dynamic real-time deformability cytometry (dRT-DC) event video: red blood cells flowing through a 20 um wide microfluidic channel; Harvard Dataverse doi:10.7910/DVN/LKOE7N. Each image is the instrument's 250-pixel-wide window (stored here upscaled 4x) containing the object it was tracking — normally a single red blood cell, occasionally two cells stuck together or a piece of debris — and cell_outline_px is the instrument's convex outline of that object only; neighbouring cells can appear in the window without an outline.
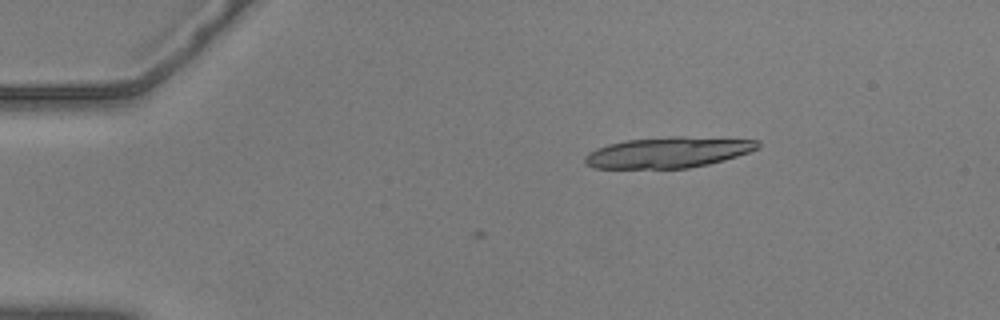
{"species": "common noctule bat (a hibernating species)", "species_latin": "Nyctalus noctula", "temperature_condition": "warm", "stored_images_in_passage": 3, "camera_frame_rate_fps": 3000, "um_per_image_px": 0.085, "animal": {"sex": "male", "body_mass_g": 20.5, "forearm_length_mm": 52.5}, "frame": {"image": 1, "passage_image": 3, "time_ms": 0.667, "image_size_px": [1000, 320], "cell_outline_px": [[760, 148], [724, 160], [708, 164], [688, 168], [592, 168], [584, 164], [584, 156], [588, 152], [596, 148], [608, 144], [624, 140], [672, 136], [684, 136], [760, 140]], "centroid_in_image_um": [56.77, 12.95], "position_along_channel_um": 28.2, "area_um2": 31.27}}